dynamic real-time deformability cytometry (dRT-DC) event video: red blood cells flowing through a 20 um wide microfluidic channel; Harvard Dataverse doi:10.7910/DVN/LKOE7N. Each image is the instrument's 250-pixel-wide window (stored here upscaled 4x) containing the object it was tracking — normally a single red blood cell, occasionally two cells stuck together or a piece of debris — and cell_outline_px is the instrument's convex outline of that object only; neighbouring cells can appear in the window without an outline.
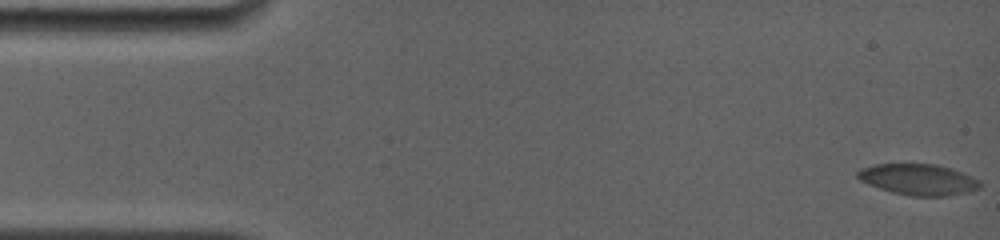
{"species": "common noctule bat (a hibernating species)", "species_latin": "Nyctalus noctula", "temperature_condition": "room temperature", "stored_images_in_passage": 72, "camera_frame_rate_fps": 4000, "um_per_image_px": 0.085, "animal": {"sex": "female", "body_mass_g": 19.0, "forearm_length_mm": 56.7}, "frame": {"image": 1, "passage_image": 1, "time_ms": 0.0, "image_size_px": [1000, 240], "cell_outline_px": [[980, 188], [968, 192], [948, 196], [908, 196], [892, 192], [868, 184], [860, 180], [856, 176], [856, 172], [864, 168], [876, 164], [936, 164], [952, 168], [964, 172], [980, 180]], "centroid_in_image_um": [78.1, 15.26], "position_along_channel_um": 6.9, "area_um2": 22.25}}
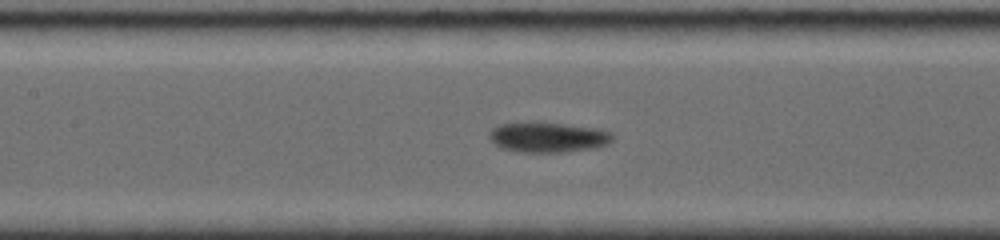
{"frame": {"image": 2, "passage_image": 27, "time_ms": 7.75, "image_size_px": [1000, 240], "cell_outline_px": [[616, 136], [608, 144], [592, 148], [560, 152], [524, 152], [504, 148], [496, 144], [488, 136], [488, 132], [492, 128], [500, 124], [536, 120], [540, 120], [596, 128], [612, 132]], "centroid_in_image_um": [46.59, 11.62], "position_along_channel_um": 160.8, "area_um2": 22.08}}
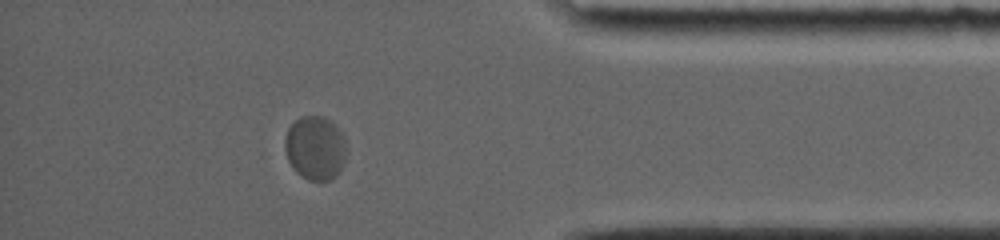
{"frame": {"image": 3, "passage_image": 56, "time_ms": 15.0, "image_size_px": [1000, 240], "cell_outline_px": [[348, 148], [340, 172], [328, 180], [308, 180], [296, 172], [288, 160], [284, 148], [284, 140], [288, 128], [300, 116], [324, 116], [332, 120], [344, 136]], "centroid_in_image_um": [26.81, 12.55], "position_along_channel_um": 408.4, "area_um2": 23.24}, "authors_computed_cell_mechanics": {"area_um2": 21.9062, "velocity_mm_per_s": 3.6281, "shape_relaxation_time_tau1_ms": 3.628, "shape_relaxation_time_tau2_ms": null, "deformation_change_tau1": 0.142, "deformation_change_tau2": null}}